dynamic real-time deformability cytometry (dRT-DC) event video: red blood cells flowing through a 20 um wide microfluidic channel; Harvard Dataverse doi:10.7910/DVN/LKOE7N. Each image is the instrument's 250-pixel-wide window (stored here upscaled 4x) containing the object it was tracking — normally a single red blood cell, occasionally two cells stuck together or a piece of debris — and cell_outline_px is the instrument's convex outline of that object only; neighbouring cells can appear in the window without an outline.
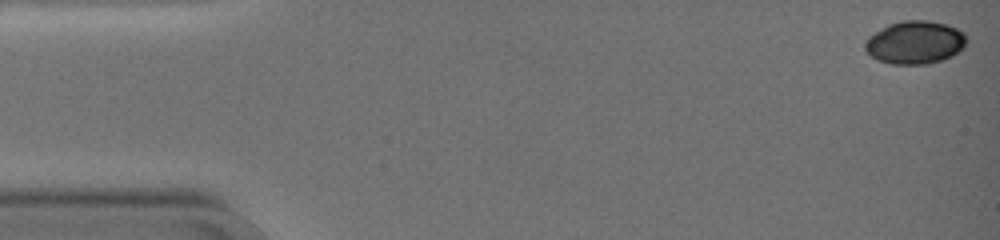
{"species": "common noctule bat (a hibernating species)", "species_latin": "Nyctalus noctula", "temperature_condition": "warm", "stored_images_in_passage": 18, "camera_frame_rate_fps": 3000, "um_per_image_px": 0.085, "animal": {"sex": "female", "body_mass_g": 19.0, "forearm_length_mm": 51.5}, "frame": {"image": 1, "passage_image": 1, "time_ms": 0.0, "image_size_px": [1000, 240], "cell_outline_px": [[968, 40], [964, 48], [952, 56], [928, 64], [892, 64], [876, 60], [864, 48], [864, 44], [868, 36], [888, 24], [904, 20], [928, 20], [944, 24], [956, 28], [964, 32]], "centroid_in_image_um": [77.78, 3.6], "position_along_channel_um": 7.2, "area_um2": 25.61}}
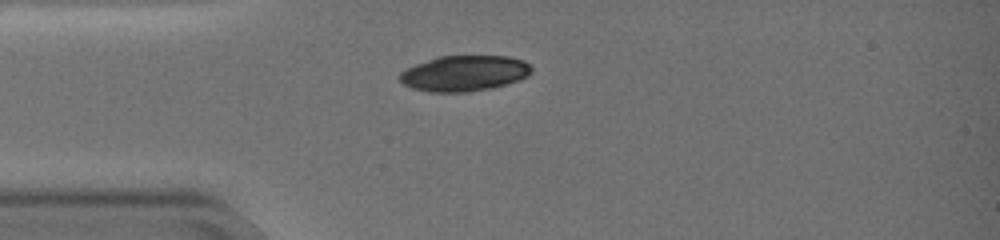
{"frame": {"image": 2, "passage_image": 15, "time_ms": 4.667, "image_size_px": [1000, 240], "cell_outline_px": [[532, 72], [528, 76], [520, 80], [492, 88], [468, 92], [428, 92], [412, 88], [404, 84], [396, 76], [404, 68], [436, 56], [508, 56], [524, 60], [532, 68]], "centroid_in_image_um": [39.44, 6.23], "position_along_channel_um": 45.6, "area_um2": 27.8}}
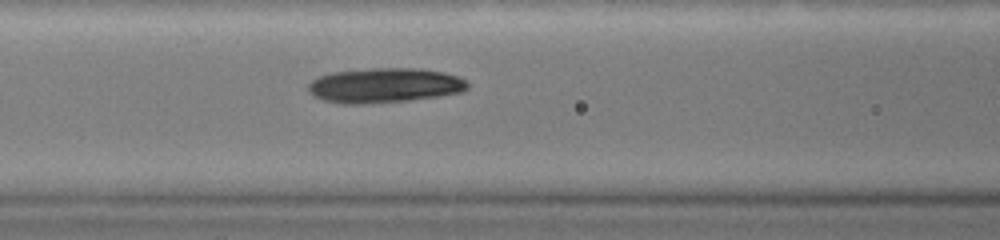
{"frame": {"image": 3, "passage_image": 18, "time_ms": 5.667, "image_size_px": [1000, 240], "cell_outline_px": [[468, 88], [460, 92], [436, 96], [408, 100], [360, 104], [344, 104], [324, 100], [316, 96], [308, 88], [308, 84], [316, 76], [332, 72], [368, 68], [420, 68], [444, 72], [456, 76], [464, 80], [468, 84]], "centroid_in_image_um": [32.66, 7.24], "position_along_channel_um": 133.9, "area_um2": 32.08}}